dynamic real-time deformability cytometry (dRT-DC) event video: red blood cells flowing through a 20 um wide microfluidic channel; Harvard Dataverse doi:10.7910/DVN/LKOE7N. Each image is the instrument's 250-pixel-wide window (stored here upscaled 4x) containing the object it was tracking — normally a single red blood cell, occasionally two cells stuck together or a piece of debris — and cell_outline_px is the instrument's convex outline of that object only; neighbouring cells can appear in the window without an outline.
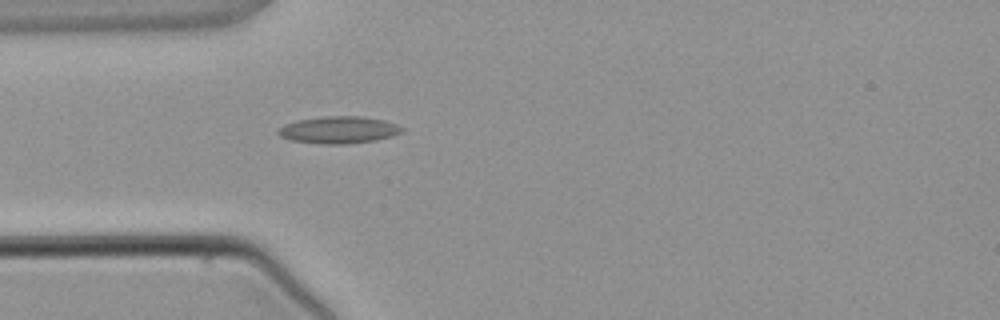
{"species": "common noctule bat (a hibernating species)", "species_latin": "Nyctalus noctula", "temperature_condition": "warm", "stored_images_in_passage": 1, "camera_frame_rate_fps": 3000, "um_per_image_px": 0.085, "animal": {"sex": "male", "body_mass_g": 21.5, "forearm_length_mm": 52.0}, "frame": {"image": 1, "passage_image": 1, "time_ms": 0.0, "image_size_px": [1000, 320], "cell_outline_px": [[404, 128], [400, 132], [392, 136], [376, 140], [344, 144], [320, 144], [292, 140], [280, 136], [276, 132], [276, 128], [284, 124], [296, 120], [324, 116], [364, 116], [384, 120], [396, 124]], "centroid_in_image_um": [28.75, 11.03], "position_along_channel_um": 56.3, "area_um2": 19.65}}